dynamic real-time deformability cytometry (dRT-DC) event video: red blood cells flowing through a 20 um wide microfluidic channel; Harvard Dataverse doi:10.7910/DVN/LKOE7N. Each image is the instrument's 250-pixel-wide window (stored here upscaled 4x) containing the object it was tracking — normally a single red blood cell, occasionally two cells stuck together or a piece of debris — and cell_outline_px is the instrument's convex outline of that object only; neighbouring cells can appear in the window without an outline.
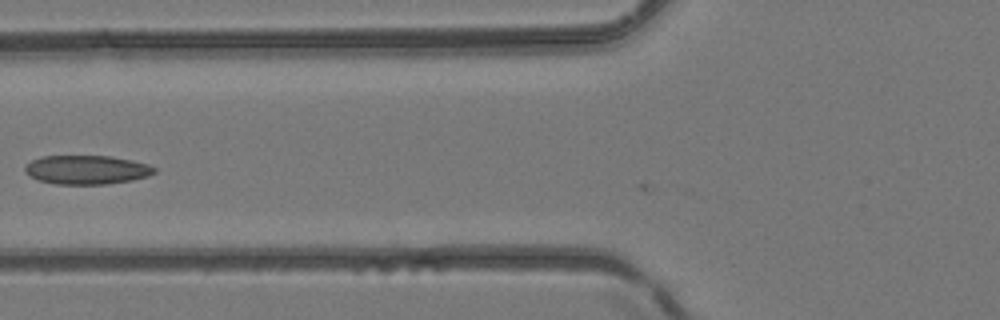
{"species": "common noctule bat (a hibernating species)", "species_latin": "Nyctalus noctula", "temperature_condition": "room temperature", "stored_images_in_passage": 6, "camera_frame_rate_fps": 3000, "um_per_image_px": 0.085, "animal": {"sex": "female", "body_mass_g": 24.6, "forearm_length_mm": 56.2}, "frame": {"image": 1, "passage_image": 5, "time_ms": 1.333, "image_size_px": [1000, 320], "cell_outline_px": [[156, 172], [148, 176], [132, 180], [104, 184], [56, 184], [40, 180], [24, 172], [24, 168], [32, 160], [44, 156], [112, 156], [132, 160], [148, 164], [156, 168]], "centroid_in_image_um": [7.41, 14.42], "position_along_channel_um": 118.4, "area_um2": 21.68}}